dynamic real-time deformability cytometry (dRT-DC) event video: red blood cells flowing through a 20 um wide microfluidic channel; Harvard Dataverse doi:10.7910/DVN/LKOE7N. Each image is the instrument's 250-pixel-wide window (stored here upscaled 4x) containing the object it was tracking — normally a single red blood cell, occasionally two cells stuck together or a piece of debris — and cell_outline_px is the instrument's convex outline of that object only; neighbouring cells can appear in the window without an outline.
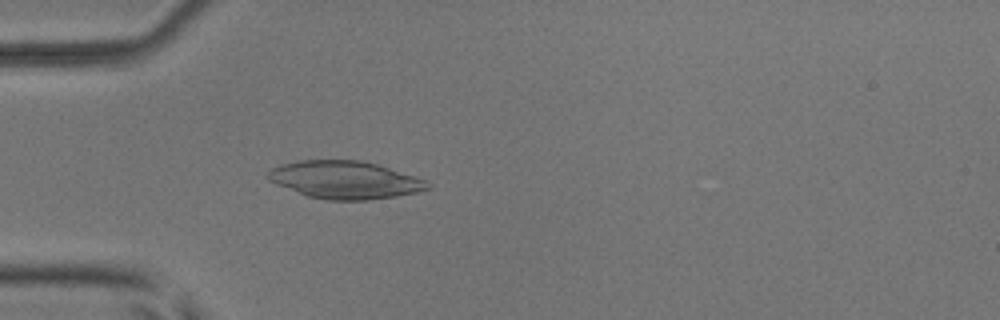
{"species": "common noctule bat (a hibernating species)", "species_latin": "Nyctalus noctula", "temperature_condition": "room temperature", "stored_images_in_passage": 52, "camera_frame_rate_fps": 3000, "um_per_image_px": 0.085, "animal": {"sex": "male", "body_mass_g": 17.9, "forearm_length_mm": 54.2}, "frame": {"image": 1, "passage_image": 16, "time_ms": 5.0, "image_size_px": [1000, 320], "cell_outline_px": [[432, 188], [416, 192], [396, 196], [368, 200], [328, 200], [308, 196], [276, 184], [268, 180], [264, 176], [272, 168], [280, 164], [300, 160], [360, 160], [376, 164], [424, 180], [432, 184]], "centroid_in_image_um": [29.28, 15.29], "position_along_channel_um": 55.7, "area_um2": 34.85}}
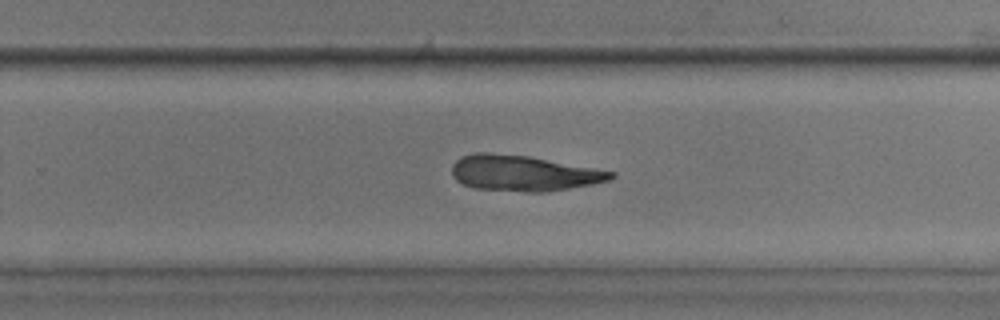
{"frame": {"image": 2, "passage_image": 34, "time_ms": 11.0, "image_size_px": [1000, 320], "cell_outline_px": [[616, 176], [608, 180], [592, 184], [544, 192], [524, 192], [472, 188], [456, 180], [452, 176], [452, 164], [460, 156], [476, 152], [488, 152], [528, 156], [616, 172]], "centroid_in_image_um": [44.44, 14.71], "position_along_channel_um": 285.4, "area_um2": 33.06}}
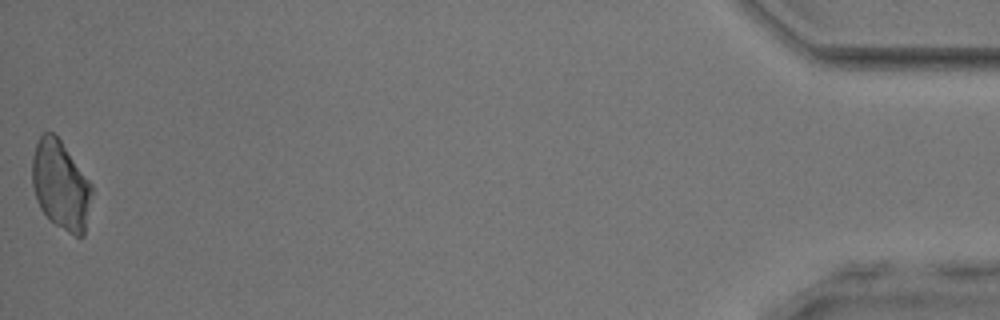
{"frame": {"image": 3, "passage_image": 52, "time_ms": 17.0, "image_size_px": [1000, 320], "cell_outline_px": [[92, 192], [84, 236], [76, 236], [68, 232], [48, 220], [40, 208], [36, 200], [32, 184], [32, 156], [36, 144], [40, 136], [44, 132], [52, 132], [60, 140], [92, 184]], "centroid_in_image_um": [5.14, 15.76], "position_along_channel_um": 430.1, "area_um2": 30.81}}